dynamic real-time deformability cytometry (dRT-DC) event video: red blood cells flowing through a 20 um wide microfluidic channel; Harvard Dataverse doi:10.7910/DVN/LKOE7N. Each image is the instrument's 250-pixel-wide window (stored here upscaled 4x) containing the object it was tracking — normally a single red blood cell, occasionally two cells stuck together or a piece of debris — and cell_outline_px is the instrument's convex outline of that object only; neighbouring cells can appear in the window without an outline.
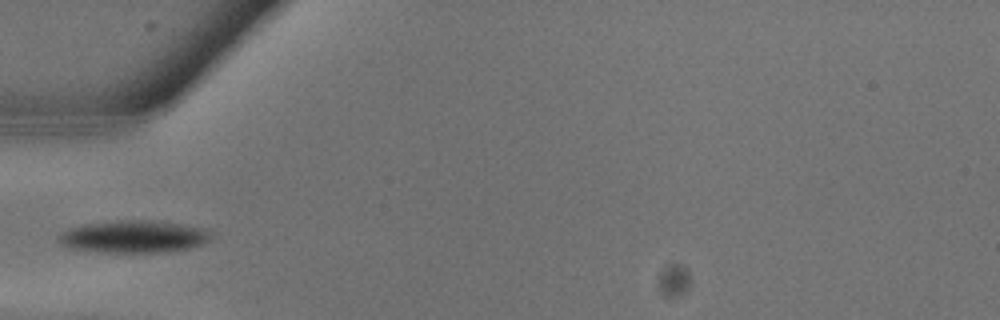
{"species": "common noctule bat (a hibernating species)", "species_latin": "Nyctalus noctula", "temperature_condition": "warm", "stored_images_in_passage": 8, "camera_frame_rate_fps": 3000, "um_per_image_px": 0.085, "animal": {"sex": "male", "body_mass_g": 13.3}, "frame": {"image": 1, "passage_image": 7, "time_ms": 2.0, "image_size_px": [1000, 320], "cell_outline_px": [[212, 240], [204, 244], [192, 248], [168, 252], [100, 252], [64, 248], [56, 240], [56, 236], [60, 232], [68, 228], [88, 224], [116, 220], [156, 220], [184, 224], [208, 228], [212, 232]], "centroid_in_image_um": [11.4, 20.11], "position_along_channel_um": 73.6, "area_um2": 29.65}}